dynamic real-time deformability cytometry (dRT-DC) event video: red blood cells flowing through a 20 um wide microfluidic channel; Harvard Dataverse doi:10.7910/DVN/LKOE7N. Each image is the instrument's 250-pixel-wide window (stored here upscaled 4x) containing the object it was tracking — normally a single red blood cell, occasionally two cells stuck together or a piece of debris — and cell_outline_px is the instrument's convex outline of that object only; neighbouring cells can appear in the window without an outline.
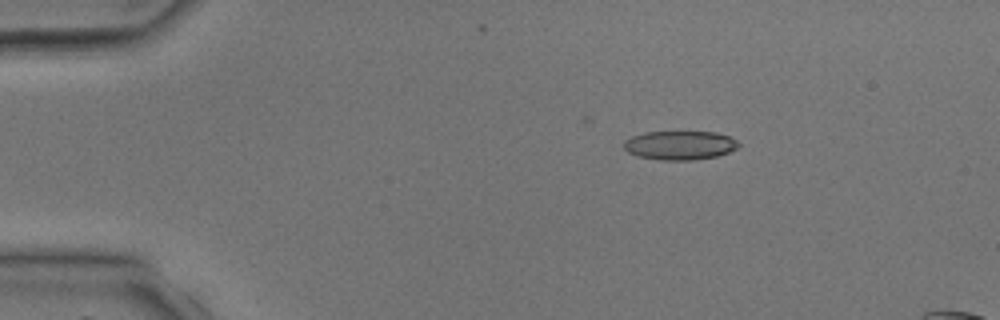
{"species": "common noctule bat (a hibernating species)", "species_latin": "Nyctalus noctula", "temperature_condition": "room temperature", "stored_images_in_passage": 5, "camera_frame_rate_fps": 3000, "um_per_image_px": 0.085, "animal": {"sex": "male", "body_mass_g": 17.9, "forearm_length_mm": 54.2}, "frame": {"image": 1, "passage_image": 3, "time_ms": 3.333, "image_size_px": [1000, 320], "cell_outline_px": [[740, 144], [736, 148], [728, 152], [716, 156], [692, 160], [660, 160], [636, 156], [628, 152], [624, 148], [624, 140], [632, 136], [644, 132], [716, 132], [728, 136], [736, 140]], "centroid_in_image_um": [57.75, 12.35], "position_along_channel_um": 27.2, "area_um2": 19.31}}